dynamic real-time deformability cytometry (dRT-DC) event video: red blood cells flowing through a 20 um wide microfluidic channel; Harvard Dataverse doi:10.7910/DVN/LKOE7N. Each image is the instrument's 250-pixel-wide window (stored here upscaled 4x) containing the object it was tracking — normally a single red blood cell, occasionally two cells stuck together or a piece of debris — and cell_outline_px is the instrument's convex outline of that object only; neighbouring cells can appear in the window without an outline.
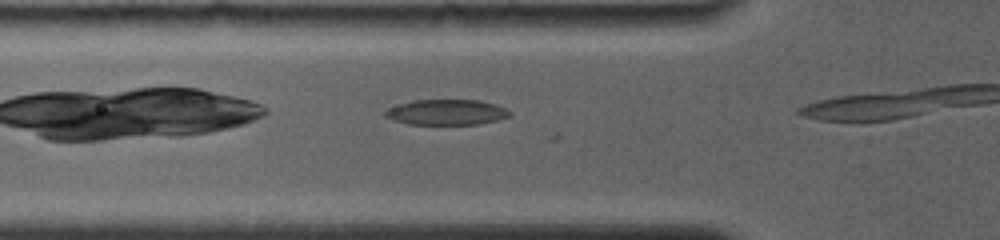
{"species": "common noctule bat (a hibernating species)", "species_latin": "Nyctalus noctula", "temperature_condition": "room temperature", "stored_images_in_passage": 11, "camera_frame_rate_fps": 4000, "um_per_image_px": 0.085, "animal": {"sex": "female", "body_mass_g": 19.0, "forearm_length_mm": 56.7}, "frame": {"image": 1, "passage_image": 3, "time_ms": 1.0, "image_size_px": [1000, 240], "cell_outline_px": [[512, 116], [480, 124], [408, 124], [392, 120], [384, 116], [384, 112], [388, 108], [412, 100], [480, 100], [496, 104], [512, 112]], "centroid_in_image_um": [37.96, 9.54], "position_along_channel_um": 87.8, "area_um2": 18.55}}